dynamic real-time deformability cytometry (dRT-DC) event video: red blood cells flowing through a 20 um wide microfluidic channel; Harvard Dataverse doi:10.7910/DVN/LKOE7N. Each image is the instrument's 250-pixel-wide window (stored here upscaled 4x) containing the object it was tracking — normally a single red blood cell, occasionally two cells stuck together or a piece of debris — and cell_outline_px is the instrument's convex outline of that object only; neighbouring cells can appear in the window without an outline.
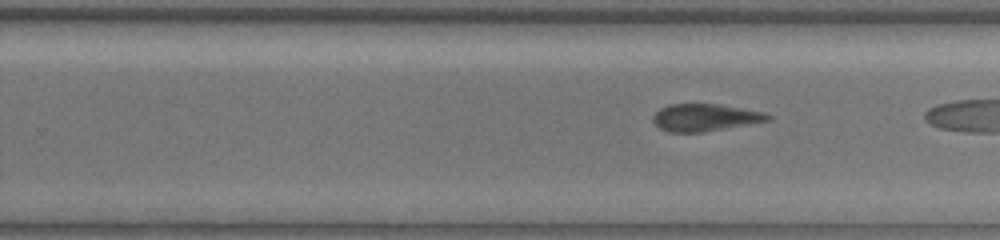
{"species": "common noctule bat (a hibernating species)", "species_latin": "Nyctalus noctula", "temperature_condition": "warm", "stored_images_in_passage": 19, "camera_frame_rate_fps": 3000, "um_per_image_px": 0.085, "animal": {"sex": "female", "body_mass_g": 19.5, "forearm_length_mm": 54.1}, "frame": {"image": 1, "passage_image": 16, "time_ms": 5.0, "image_size_px": [1000, 240], "cell_outline_px": [[772, 120], [700, 132], [668, 132], [660, 128], [652, 120], [652, 116], [660, 108], [668, 104], [720, 104], [764, 112], [772, 116]], "centroid_in_image_um": [59.92, 9.98], "position_along_channel_um": 269.9, "area_um2": 18.15}}